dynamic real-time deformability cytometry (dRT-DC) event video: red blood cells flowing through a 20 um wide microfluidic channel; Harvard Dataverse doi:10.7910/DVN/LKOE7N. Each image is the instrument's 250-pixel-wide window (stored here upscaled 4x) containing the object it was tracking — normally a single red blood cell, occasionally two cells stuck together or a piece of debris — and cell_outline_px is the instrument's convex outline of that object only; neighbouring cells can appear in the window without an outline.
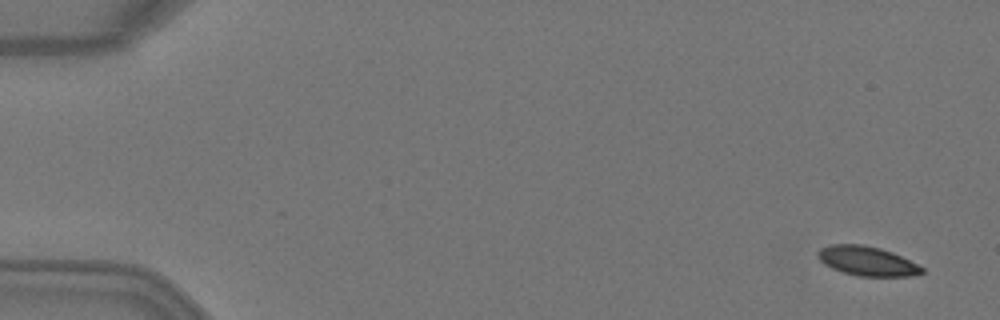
{"species": "Egyptian fruit bat (a non-hibernating species)", "species_latin": "Rousettus aegyptiacus", "temperature_condition": "warm", "stored_images_in_passage": 5, "camera_frame_rate_fps": 3000, "um_per_image_px": 0.085, "animal": {"sex": "female"}, "frame": {"image": 1, "passage_image": 1, "time_ms": 0.0, "image_size_px": [1000, 320], "cell_outline_px": [[924, 272], [908, 276], [856, 276], [832, 268], [824, 264], [816, 256], [816, 252], [820, 248], [832, 244], [864, 244], [880, 248], [892, 252], [924, 268]], "centroid_in_image_um": [73.65, 22.18], "position_along_channel_um": 11.3, "area_um2": 17.74}}
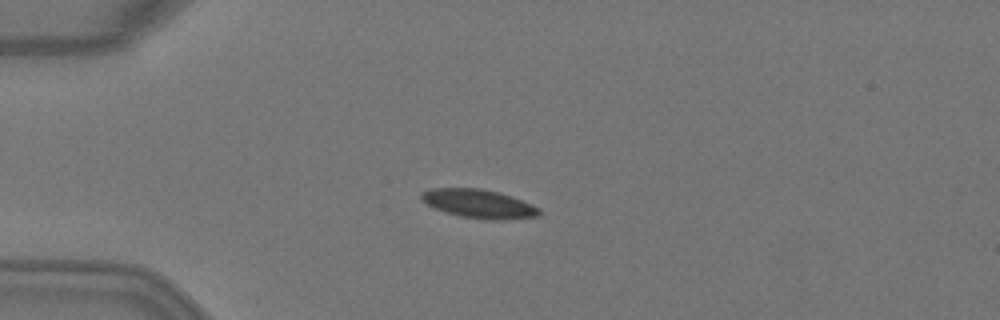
{"frame": {"image": 2, "passage_image": 4, "time_ms": 1.0, "image_size_px": [1000, 320], "cell_outline_px": [[540, 216], [500, 220], [488, 220], [460, 216], [444, 212], [428, 204], [420, 196], [420, 192], [428, 188], [480, 188], [512, 196], [532, 204], [540, 208]], "centroid_in_image_um": [40.71, 17.32], "position_along_channel_um": 44.3, "area_um2": 19.71}}